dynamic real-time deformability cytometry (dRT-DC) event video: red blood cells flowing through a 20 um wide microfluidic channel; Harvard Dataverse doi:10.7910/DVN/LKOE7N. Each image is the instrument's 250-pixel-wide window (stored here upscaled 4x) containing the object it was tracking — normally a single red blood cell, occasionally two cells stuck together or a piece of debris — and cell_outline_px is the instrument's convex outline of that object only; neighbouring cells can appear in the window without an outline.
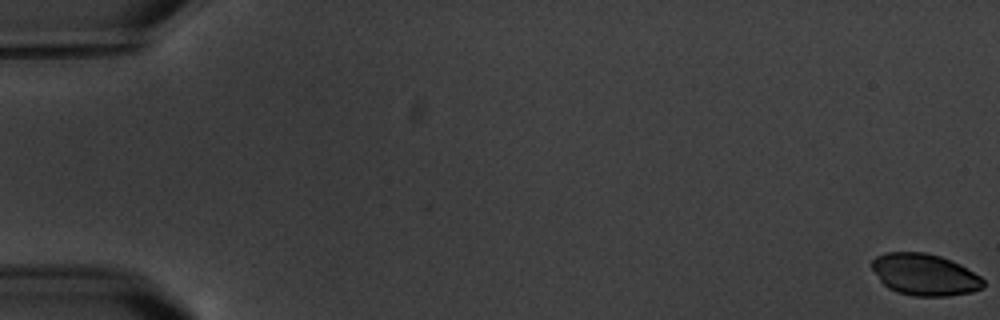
{"species": "common noctule bat (a hibernating species)", "species_latin": "Nyctalus noctula", "temperature_condition": "warm", "stored_images_in_passage": 6, "camera_frame_rate_fps": 3000, "um_per_image_px": 0.085, "animal": {"sex": "male", "body_mass_g": 20.1, "forearm_length_mm": 53.5}, "frame": {"image": 1, "passage_image": 1, "time_ms": 0.0, "image_size_px": [1000, 320], "cell_outline_px": [[984, 288], [972, 292], [948, 296], [912, 296], [896, 292], [888, 288], [880, 280], [872, 268], [872, 260], [876, 256], [888, 252], [924, 252], [940, 256], [960, 264], [980, 276], [984, 280]], "centroid_in_image_um": [78.61, 23.35], "position_along_channel_um": 6.4, "area_um2": 27.11}}
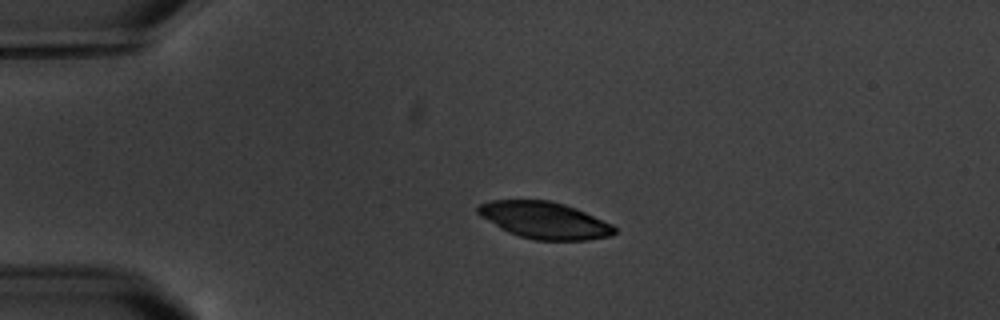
{"frame": {"image": 2, "passage_image": 5, "time_ms": 4.667, "image_size_px": [1000, 320], "cell_outline_px": [[616, 232], [612, 236], [588, 240], [536, 240], [520, 236], [508, 232], [500, 228], [480, 216], [476, 212], [476, 208], [480, 204], [492, 200], [548, 200], [564, 204], [576, 208], [612, 224], [616, 228]], "centroid_in_image_um": [46.29, 18.72], "position_along_channel_um": 38.7, "area_um2": 29.25}}